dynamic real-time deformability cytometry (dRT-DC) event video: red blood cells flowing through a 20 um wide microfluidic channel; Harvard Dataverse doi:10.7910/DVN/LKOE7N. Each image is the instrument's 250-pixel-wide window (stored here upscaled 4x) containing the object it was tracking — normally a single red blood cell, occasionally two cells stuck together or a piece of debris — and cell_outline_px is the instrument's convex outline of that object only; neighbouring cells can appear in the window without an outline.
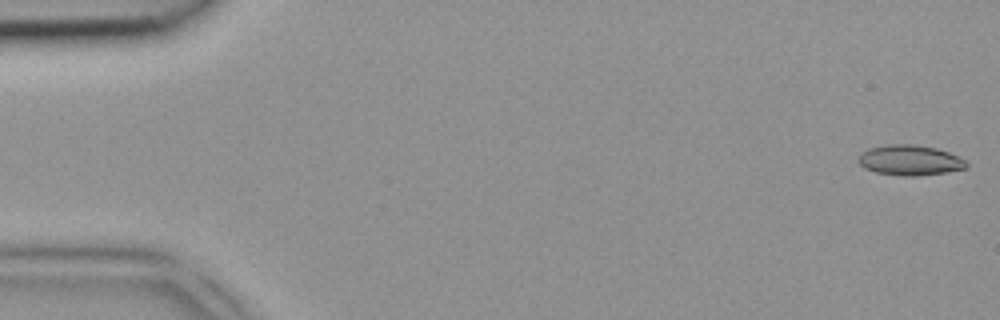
{"species": "common noctule bat (a hibernating species)", "species_latin": "Nyctalus noctula", "temperature_condition": "room temperature", "stored_images_in_passage": 4, "camera_frame_rate_fps": 3000, "um_per_image_px": 0.085, "animal": {"sex": "female", "body_mass_g": 18.4}, "frame": {"image": 1, "passage_image": 1, "time_ms": 0.0, "image_size_px": [1000, 320], "cell_outline_px": [[968, 168], [948, 172], [916, 176], [904, 176], [876, 172], [864, 168], [856, 160], [860, 152], [868, 148], [888, 144], [916, 144], [936, 148], [948, 152], [964, 160], [968, 164]], "centroid_in_image_um": [77.31, 13.61], "position_along_channel_um": 7.7, "area_um2": 19.25}}
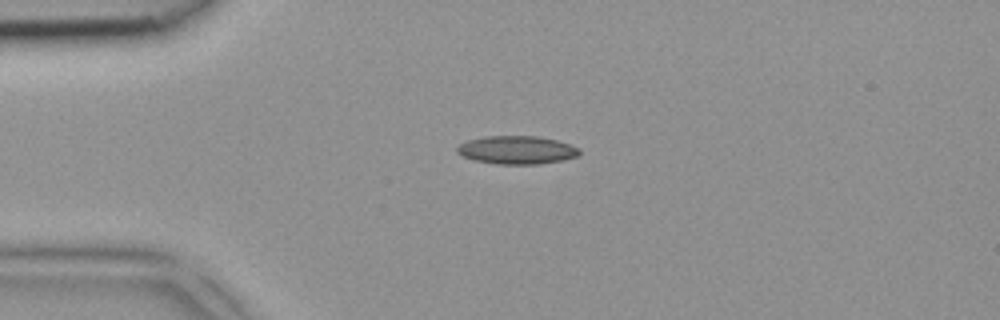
{"frame": {"image": 2, "passage_image": 4, "time_ms": 1.0, "image_size_px": [1000, 320], "cell_outline_px": [[580, 152], [576, 156], [560, 160], [540, 164], [496, 164], [472, 160], [456, 152], [456, 148], [460, 144], [468, 140], [484, 136], [536, 136], [556, 140], [580, 148]], "centroid_in_image_um": [43.89, 12.75], "position_along_channel_um": 41.1, "area_um2": 20.0}}